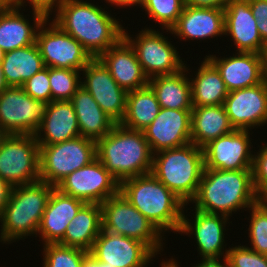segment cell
<instances>
[{
	"label": "cell",
	"mask_w": 267,
	"mask_h": 267,
	"mask_svg": "<svg viewBox=\"0 0 267 267\" xmlns=\"http://www.w3.org/2000/svg\"><path fill=\"white\" fill-rule=\"evenodd\" d=\"M4 54H5V52L0 48V64L4 58Z\"/></svg>",
	"instance_id": "db71d44e"
},
{
	"label": "cell",
	"mask_w": 267,
	"mask_h": 267,
	"mask_svg": "<svg viewBox=\"0 0 267 267\" xmlns=\"http://www.w3.org/2000/svg\"><path fill=\"white\" fill-rule=\"evenodd\" d=\"M22 87L32 98L50 103L52 101V92L49 82V67L37 72Z\"/></svg>",
	"instance_id": "f35d334b"
},
{
	"label": "cell",
	"mask_w": 267,
	"mask_h": 267,
	"mask_svg": "<svg viewBox=\"0 0 267 267\" xmlns=\"http://www.w3.org/2000/svg\"><path fill=\"white\" fill-rule=\"evenodd\" d=\"M34 135L38 145H51L80 137L72 102L61 100L48 103L43 121Z\"/></svg>",
	"instance_id": "603a6c76"
},
{
	"label": "cell",
	"mask_w": 267,
	"mask_h": 267,
	"mask_svg": "<svg viewBox=\"0 0 267 267\" xmlns=\"http://www.w3.org/2000/svg\"><path fill=\"white\" fill-rule=\"evenodd\" d=\"M100 206L102 230L138 240L155 255L163 249L162 233L120 191Z\"/></svg>",
	"instance_id": "52a82bcc"
},
{
	"label": "cell",
	"mask_w": 267,
	"mask_h": 267,
	"mask_svg": "<svg viewBox=\"0 0 267 267\" xmlns=\"http://www.w3.org/2000/svg\"><path fill=\"white\" fill-rule=\"evenodd\" d=\"M55 188L85 203L101 204L119 192L120 183L96 158L66 176Z\"/></svg>",
	"instance_id": "4fadbf2b"
},
{
	"label": "cell",
	"mask_w": 267,
	"mask_h": 267,
	"mask_svg": "<svg viewBox=\"0 0 267 267\" xmlns=\"http://www.w3.org/2000/svg\"><path fill=\"white\" fill-rule=\"evenodd\" d=\"M82 71L86 79L81 81V86L116 124L120 123L126 112L127 92L117 84L98 58H93Z\"/></svg>",
	"instance_id": "9a60e30c"
},
{
	"label": "cell",
	"mask_w": 267,
	"mask_h": 267,
	"mask_svg": "<svg viewBox=\"0 0 267 267\" xmlns=\"http://www.w3.org/2000/svg\"><path fill=\"white\" fill-rule=\"evenodd\" d=\"M49 17L40 25L36 34L45 67L82 71L93 59L84 47L53 21L45 27Z\"/></svg>",
	"instance_id": "7c38bea8"
},
{
	"label": "cell",
	"mask_w": 267,
	"mask_h": 267,
	"mask_svg": "<svg viewBox=\"0 0 267 267\" xmlns=\"http://www.w3.org/2000/svg\"><path fill=\"white\" fill-rule=\"evenodd\" d=\"M20 8L11 3L0 14V48L5 53L34 44L38 28L48 18L43 11L33 9V27Z\"/></svg>",
	"instance_id": "d4e9b609"
},
{
	"label": "cell",
	"mask_w": 267,
	"mask_h": 267,
	"mask_svg": "<svg viewBox=\"0 0 267 267\" xmlns=\"http://www.w3.org/2000/svg\"><path fill=\"white\" fill-rule=\"evenodd\" d=\"M12 3V0H0V14Z\"/></svg>",
	"instance_id": "f907efd6"
},
{
	"label": "cell",
	"mask_w": 267,
	"mask_h": 267,
	"mask_svg": "<svg viewBox=\"0 0 267 267\" xmlns=\"http://www.w3.org/2000/svg\"><path fill=\"white\" fill-rule=\"evenodd\" d=\"M47 104L29 96L23 87L8 86L0 93V126L8 135H34Z\"/></svg>",
	"instance_id": "8fae6325"
},
{
	"label": "cell",
	"mask_w": 267,
	"mask_h": 267,
	"mask_svg": "<svg viewBox=\"0 0 267 267\" xmlns=\"http://www.w3.org/2000/svg\"><path fill=\"white\" fill-rule=\"evenodd\" d=\"M141 7L164 29L170 30L177 22L185 4L184 0H143Z\"/></svg>",
	"instance_id": "836d02e7"
},
{
	"label": "cell",
	"mask_w": 267,
	"mask_h": 267,
	"mask_svg": "<svg viewBox=\"0 0 267 267\" xmlns=\"http://www.w3.org/2000/svg\"><path fill=\"white\" fill-rule=\"evenodd\" d=\"M194 213L193 222H189V219L183 213L179 233H186V235L194 233L197 248L202 258H220V256L226 258L227 254H224L223 251L225 243L223 232L226 230L225 227L229 218L197 209Z\"/></svg>",
	"instance_id": "44dd1931"
},
{
	"label": "cell",
	"mask_w": 267,
	"mask_h": 267,
	"mask_svg": "<svg viewBox=\"0 0 267 267\" xmlns=\"http://www.w3.org/2000/svg\"><path fill=\"white\" fill-rule=\"evenodd\" d=\"M81 267H111L108 263L98 261L91 253H87L84 258Z\"/></svg>",
	"instance_id": "bcb514c9"
},
{
	"label": "cell",
	"mask_w": 267,
	"mask_h": 267,
	"mask_svg": "<svg viewBox=\"0 0 267 267\" xmlns=\"http://www.w3.org/2000/svg\"><path fill=\"white\" fill-rule=\"evenodd\" d=\"M261 55H262V61H263L264 79L267 82V43L264 45Z\"/></svg>",
	"instance_id": "c3c4849f"
},
{
	"label": "cell",
	"mask_w": 267,
	"mask_h": 267,
	"mask_svg": "<svg viewBox=\"0 0 267 267\" xmlns=\"http://www.w3.org/2000/svg\"><path fill=\"white\" fill-rule=\"evenodd\" d=\"M222 260L224 264L220 258H202L201 263H198L195 267H229L227 259L223 258Z\"/></svg>",
	"instance_id": "f6af8a7d"
},
{
	"label": "cell",
	"mask_w": 267,
	"mask_h": 267,
	"mask_svg": "<svg viewBox=\"0 0 267 267\" xmlns=\"http://www.w3.org/2000/svg\"><path fill=\"white\" fill-rule=\"evenodd\" d=\"M230 0H184L186 6L224 10Z\"/></svg>",
	"instance_id": "7bdbcfd3"
},
{
	"label": "cell",
	"mask_w": 267,
	"mask_h": 267,
	"mask_svg": "<svg viewBox=\"0 0 267 267\" xmlns=\"http://www.w3.org/2000/svg\"><path fill=\"white\" fill-rule=\"evenodd\" d=\"M260 199L254 189L252 169L204 168L198 191L191 202L195 203L194 209L229 217L239 209H249Z\"/></svg>",
	"instance_id": "7a4b0ae2"
},
{
	"label": "cell",
	"mask_w": 267,
	"mask_h": 267,
	"mask_svg": "<svg viewBox=\"0 0 267 267\" xmlns=\"http://www.w3.org/2000/svg\"><path fill=\"white\" fill-rule=\"evenodd\" d=\"M195 76L196 78L190 79L192 105H223L228 90L220 72L206 57Z\"/></svg>",
	"instance_id": "1f68e13d"
},
{
	"label": "cell",
	"mask_w": 267,
	"mask_h": 267,
	"mask_svg": "<svg viewBox=\"0 0 267 267\" xmlns=\"http://www.w3.org/2000/svg\"><path fill=\"white\" fill-rule=\"evenodd\" d=\"M96 158V141L87 137L39 145L40 181L56 187L66 176Z\"/></svg>",
	"instance_id": "ba28073f"
},
{
	"label": "cell",
	"mask_w": 267,
	"mask_h": 267,
	"mask_svg": "<svg viewBox=\"0 0 267 267\" xmlns=\"http://www.w3.org/2000/svg\"><path fill=\"white\" fill-rule=\"evenodd\" d=\"M12 186L0 177V215L8 204Z\"/></svg>",
	"instance_id": "ee69618b"
},
{
	"label": "cell",
	"mask_w": 267,
	"mask_h": 267,
	"mask_svg": "<svg viewBox=\"0 0 267 267\" xmlns=\"http://www.w3.org/2000/svg\"><path fill=\"white\" fill-rule=\"evenodd\" d=\"M63 1L64 0H28V3L32 6V9L43 11L49 17V14H51L54 9L53 7L56 9ZM12 3L17 6L24 7L23 5L26 3V1L12 0Z\"/></svg>",
	"instance_id": "b9f144b4"
},
{
	"label": "cell",
	"mask_w": 267,
	"mask_h": 267,
	"mask_svg": "<svg viewBox=\"0 0 267 267\" xmlns=\"http://www.w3.org/2000/svg\"><path fill=\"white\" fill-rule=\"evenodd\" d=\"M223 106L234 129L267 124V82L228 92Z\"/></svg>",
	"instance_id": "ac0fdd59"
},
{
	"label": "cell",
	"mask_w": 267,
	"mask_h": 267,
	"mask_svg": "<svg viewBox=\"0 0 267 267\" xmlns=\"http://www.w3.org/2000/svg\"><path fill=\"white\" fill-rule=\"evenodd\" d=\"M98 59L126 92L144 88L149 83L133 47L124 37L102 53Z\"/></svg>",
	"instance_id": "d6986e66"
},
{
	"label": "cell",
	"mask_w": 267,
	"mask_h": 267,
	"mask_svg": "<svg viewBox=\"0 0 267 267\" xmlns=\"http://www.w3.org/2000/svg\"><path fill=\"white\" fill-rule=\"evenodd\" d=\"M119 191L161 233L179 232L186 204L152 173L122 181Z\"/></svg>",
	"instance_id": "277c9868"
},
{
	"label": "cell",
	"mask_w": 267,
	"mask_h": 267,
	"mask_svg": "<svg viewBox=\"0 0 267 267\" xmlns=\"http://www.w3.org/2000/svg\"><path fill=\"white\" fill-rule=\"evenodd\" d=\"M235 129L223 105L193 106L191 110V143L203 148L218 137Z\"/></svg>",
	"instance_id": "4316f807"
},
{
	"label": "cell",
	"mask_w": 267,
	"mask_h": 267,
	"mask_svg": "<svg viewBox=\"0 0 267 267\" xmlns=\"http://www.w3.org/2000/svg\"><path fill=\"white\" fill-rule=\"evenodd\" d=\"M236 54L226 58H218L215 55L206 56L220 72L228 92L255 86L265 81L261 54L254 52Z\"/></svg>",
	"instance_id": "ffe728a7"
},
{
	"label": "cell",
	"mask_w": 267,
	"mask_h": 267,
	"mask_svg": "<svg viewBox=\"0 0 267 267\" xmlns=\"http://www.w3.org/2000/svg\"><path fill=\"white\" fill-rule=\"evenodd\" d=\"M8 87V85L5 82V77H4V73L2 71V66L0 64V93L6 89Z\"/></svg>",
	"instance_id": "681fc988"
},
{
	"label": "cell",
	"mask_w": 267,
	"mask_h": 267,
	"mask_svg": "<svg viewBox=\"0 0 267 267\" xmlns=\"http://www.w3.org/2000/svg\"><path fill=\"white\" fill-rule=\"evenodd\" d=\"M161 266H162V267H169V266L165 263V261L162 262Z\"/></svg>",
	"instance_id": "11a10c76"
},
{
	"label": "cell",
	"mask_w": 267,
	"mask_h": 267,
	"mask_svg": "<svg viewBox=\"0 0 267 267\" xmlns=\"http://www.w3.org/2000/svg\"><path fill=\"white\" fill-rule=\"evenodd\" d=\"M251 218L248 228L252 249L263 255H267V198H261L250 207Z\"/></svg>",
	"instance_id": "d590c367"
},
{
	"label": "cell",
	"mask_w": 267,
	"mask_h": 267,
	"mask_svg": "<svg viewBox=\"0 0 267 267\" xmlns=\"http://www.w3.org/2000/svg\"><path fill=\"white\" fill-rule=\"evenodd\" d=\"M262 41L267 43V0H249Z\"/></svg>",
	"instance_id": "60d3db41"
},
{
	"label": "cell",
	"mask_w": 267,
	"mask_h": 267,
	"mask_svg": "<svg viewBox=\"0 0 267 267\" xmlns=\"http://www.w3.org/2000/svg\"><path fill=\"white\" fill-rule=\"evenodd\" d=\"M145 29V30H144ZM135 39L129 36L125 29L123 37L133 47L138 62L148 79L175 74L185 68L176 48L166 40L160 31L144 28Z\"/></svg>",
	"instance_id": "30bf717a"
},
{
	"label": "cell",
	"mask_w": 267,
	"mask_h": 267,
	"mask_svg": "<svg viewBox=\"0 0 267 267\" xmlns=\"http://www.w3.org/2000/svg\"><path fill=\"white\" fill-rule=\"evenodd\" d=\"M191 110L160 109L151 124L142 130L153 154L191 143Z\"/></svg>",
	"instance_id": "e0dca14e"
},
{
	"label": "cell",
	"mask_w": 267,
	"mask_h": 267,
	"mask_svg": "<svg viewBox=\"0 0 267 267\" xmlns=\"http://www.w3.org/2000/svg\"><path fill=\"white\" fill-rule=\"evenodd\" d=\"M185 66L181 71L170 74L155 76L149 79L148 85L155 92L161 108L168 109H192V94L190 78L185 72Z\"/></svg>",
	"instance_id": "f546056e"
},
{
	"label": "cell",
	"mask_w": 267,
	"mask_h": 267,
	"mask_svg": "<svg viewBox=\"0 0 267 267\" xmlns=\"http://www.w3.org/2000/svg\"><path fill=\"white\" fill-rule=\"evenodd\" d=\"M55 11L53 22L77 40L92 58H98L123 37L124 27L99 5L64 0Z\"/></svg>",
	"instance_id": "6da1fadb"
},
{
	"label": "cell",
	"mask_w": 267,
	"mask_h": 267,
	"mask_svg": "<svg viewBox=\"0 0 267 267\" xmlns=\"http://www.w3.org/2000/svg\"><path fill=\"white\" fill-rule=\"evenodd\" d=\"M224 10L186 6L168 31L181 39H207L224 35Z\"/></svg>",
	"instance_id": "484cf974"
},
{
	"label": "cell",
	"mask_w": 267,
	"mask_h": 267,
	"mask_svg": "<svg viewBox=\"0 0 267 267\" xmlns=\"http://www.w3.org/2000/svg\"><path fill=\"white\" fill-rule=\"evenodd\" d=\"M229 267H267V255L253 251L247 246H235L225 250Z\"/></svg>",
	"instance_id": "74e56055"
},
{
	"label": "cell",
	"mask_w": 267,
	"mask_h": 267,
	"mask_svg": "<svg viewBox=\"0 0 267 267\" xmlns=\"http://www.w3.org/2000/svg\"><path fill=\"white\" fill-rule=\"evenodd\" d=\"M0 177L12 187L40 181L35 135H7L0 144Z\"/></svg>",
	"instance_id": "9c48e42d"
},
{
	"label": "cell",
	"mask_w": 267,
	"mask_h": 267,
	"mask_svg": "<svg viewBox=\"0 0 267 267\" xmlns=\"http://www.w3.org/2000/svg\"><path fill=\"white\" fill-rule=\"evenodd\" d=\"M96 156L119 183L152 170L153 153L143 131L120 123L96 141Z\"/></svg>",
	"instance_id": "3957f363"
},
{
	"label": "cell",
	"mask_w": 267,
	"mask_h": 267,
	"mask_svg": "<svg viewBox=\"0 0 267 267\" xmlns=\"http://www.w3.org/2000/svg\"><path fill=\"white\" fill-rule=\"evenodd\" d=\"M70 101L78 119L80 136L97 141L116 124L83 86L76 90Z\"/></svg>",
	"instance_id": "83f0119b"
},
{
	"label": "cell",
	"mask_w": 267,
	"mask_h": 267,
	"mask_svg": "<svg viewBox=\"0 0 267 267\" xmlns=\"http://www.w3.org/2000/svg\"><path fill=\"white\" fill-rule=\"evenodd\" d=\"M8 134L0 126V144Z\"/></svg>",
	"instance_id": "f5cc1de1"
},
{
	"label": "cell",
	"mask_w": 267,
	"mask_h": 267,
	"mask_svg": "<svg viewBox=\"0 0 267 267\" xmlns=\"http://www.w3.org/2000/svg\"><path fill=\"white\" fill-rule=\"evenodd\" d=\"M8 86L22 87L37 72L45 68L36 43L6 52L1 62Z\"/></svg>",
	"instance_id": "4dcf8cb0"
},
{
	"label": "cell",
	"mask_w": 267,
	"mask_h": 267,
	"mask_svg": "<svg viewBox=\"0 0 267 267\" xmlns=\"http://www.w3.org/2000/svg\"><path fill=\"white\" fill-rule=\"evenodd\" d=\"M101 229L100 204L86 203L71 220L58 244L90 252Z\"/></svg>",
	"instance_id": "f1b7e54d"
},
{
	"label": "cell",
	"mask_w": 267,
	"mask_h": 267,
	"mask_svg": "<svg viewBox=\"0 0 267 267\" xmlns=\"http://www.w3.org/2000/svg\"><path fill=\"white\" fill-rule=\"evenodd\" d=\"M204 168L203 148L189 143L154 153L151 173L187 205L196 196Z\"/></svg>",
	"instance_id": "5b68a950"
},
{
	"label": "cell",
	"mask_w": 267,
	"mask_h": 267,
	"mask_svg": "<svg viewBox=\"0 0 267 267\" xmlns=\"http://www.w3.org/2000/svg\"><path fill=\"white\" fill-rule=\"evenodd\" d=\"M43 247V267H81L83 258L88 253L60 244H45Z\"/></svg>",
	"instance_id": "8d00e7d4"
},
{
	"label": "cell",
	"mask_w": 267,
	"mask_h": 267,
	"mask_svg": "<svg viewBox=\"0 0 267 267\" xmlns=\"http://www.w3.org/2000/svg\"><path fill=\"white\" fill-rule=\"evenodd\" d=\"M177 260H174L173 258L169 261H166L165 263L169 266V267H179V265L176 262Z\"/></svg>",
	"instance_id": "816d5d0a"
},
{
	"label": "cell",
	"mask_w": 267,
	"mask_h": 267,
	"mask_svg": "<svg viewBox=\"0 0 267 267\" xmlns=\"http://www.w3.org/2000/svg\"><path fill=\"white\" fill-rule=\"evenodd\" d=\"M108 2V4H114V5H116V6H133V5H137V4H139L140 5V7H141V5H142V2H143V0H106V3Z\"/></svg>",
	"instance_id": "7dc6e473"
},
{
	"label": "cell",
	"mask_w": 267,
	"mask_h": 267,
	"mask_svg": "<svg viewBox=\"0 0 267 267\" xmlns=\"http://www.w3.org/2000/svg\"><path fill=\"white\" fill-rule=\"evenodd\" d=\"M78 70L49 67L52 101L71 100L81 86Z\"/></svg>",
	"instance_id": "e575fe53"
},
{
	"label": "cell",
	"mask_w": 267,
	"mask_h": 267,
	"mask_svg": "<svg viewBox=\"0 0 267 267\" xmlns=\"http://www.w3.org/2000/svg\"><path fill=\"white\" fill-rule=\"evenodd\" d=\"M89 253L111 267H147L155 257L144 243L102 229Z\"/></svg>",
	"instance_id": "5bb4252c"
},
{
	"label": "cell",
	"mask_w": 267,
	"mask_h": 267,
	"mask_svg": "<svg viewBox=\"0 0 267 267\" xmlns=\"http://www.w3.org/2000/svg\"><path fill=\"white\" fill-rule=\"evenodd\" d=\"M224 35H230L238 52L261 54L262 41L249 0H230L224 9Z\"/></svg>",
	"instance_id": "7402d4cb"
},
{
	"label": "cell",
	"mask_w": 267,
	"mask_h": 267,
	"mask_svg": "<svg viewBox=\"0 0 267 267\" xmlns=\"http://www.w3.org/2000/svg\"><path fill=\"white\" fill-rule=\"evenodd\" d=\"M249 130H237L218 137L203 147L204 165L208 169L240 170L252 169L254 155L251 154Z\"/></svg>",
	"instance_id": "2e32d148"
},
{
	"label": "cell",
	"mask_w": 267,
	"mask_h": 267,
	"mask_svg": "<svg viewBox=\"0 0 267 267\" xmlns=\"http://www.w3.org/2000/svg\"><path fill=\"white\" fill-rule=\"evenodd\" d=\"M55 187L43 181L15 186L8 204L0 215V242L37 235L43 213Z\"/></svg>",
	"instance_id": "8992f818"
},
{
	"label": "cell",
	"mask_w": 267,
	"mask_h": 267,
	"mask_svg": "<svg viewBox=\"0 0 267 267\" xmlns=\"http://www.w3.org/2000/svg\"><path fill=\"white\" fill-rule=\"evenodd\" d=\"M85 204V202L65 195L54 188L38 230L43 244H58L63 239L71 220Z\"/></svg>",
	"instance_id": "cb8c5ba5"
},
{
	"label": "cell",
	"mask_w": 267,
	"mask_h": 267,
	"mask_svg": "<svg viewBox=\"0 0 267 267\" xmlns=\"http://www.w3.org/2000/svg\"><path fill=\"white\" fill-rule=\"evenodd\" d=\"M160 109L156 94L149 85L127 92L126 112L120 124L128 129L142 131L151 124Z\"/></svg>",
	"instance_id": "d6a6232c"
},
{
	"label": "cell",
	"mask_w": 267,
	"mask_h": 267,
	"mask_svg": "<svg viewBox=\"0 0 267 267\" xmlns=\"http://www.w3.org/2000/svg\"><path fill=\"white\" fill-rule=\"evenodd\" d=\"M259 150L253 158V185L261 198H267V144Z\"/></svg>",
	"instance_id": "ab89813d"
}]
</instances>
